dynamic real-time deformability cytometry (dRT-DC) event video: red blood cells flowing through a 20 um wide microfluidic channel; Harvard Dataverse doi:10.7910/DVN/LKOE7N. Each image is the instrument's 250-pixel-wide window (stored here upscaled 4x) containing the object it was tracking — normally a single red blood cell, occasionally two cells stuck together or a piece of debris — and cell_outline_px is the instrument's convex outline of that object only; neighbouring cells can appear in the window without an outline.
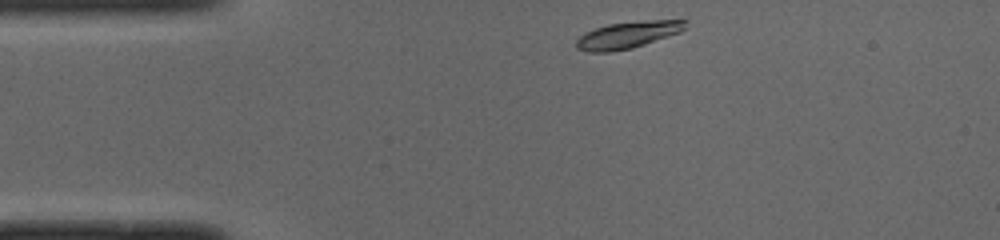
{"species": "common noctule bat (a hibernating species)", "species_latin": "Nyctalus noctula", "temperature_condition": "cold", "stored_images_in_passage": 42, "camera_frame_rate_fps": 3000, "um_per_image_px": 0.085, "animal": {"sex": "male", "body_mass_g": 19.0, "forearm_length_mm": 50.8}, "frame": {"image": 1, "passage_image": 1, "time_ms": 0.0, "image_size_px": [1000, 240], "cell_outline_px": [[688, 28], [680, 32], [632, 48], [612, 52], [588, 52], [576, 48], [576, 40], [584, 32], [608, 24], [648, 20], [688, 20]], "centroid_in_image_um": [53.37, 2.97], "position_along_channel_um": 31.6, "area_um2": 17.11}}
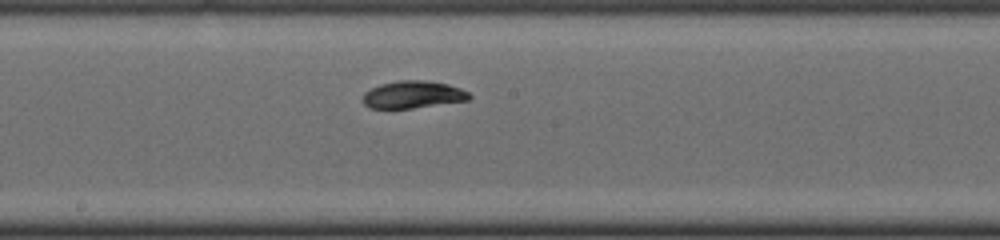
{"frame": {"image": 2, "passage_image": 18, "time_ms": 5.667, "image_size_px": [1000, 240], "cell_outline_px": [[472, 96], [468, 100], [412, 108], [368, 108], [364, 104], [364, 92], [380, 84], [400, 80], [424, 80], [448, 84], [460, 88], [468, 92]], "centroid_in_image_um": [35.1, 8.04], "position_along_channel_um": 213.1, "area_um2": 16.82}}
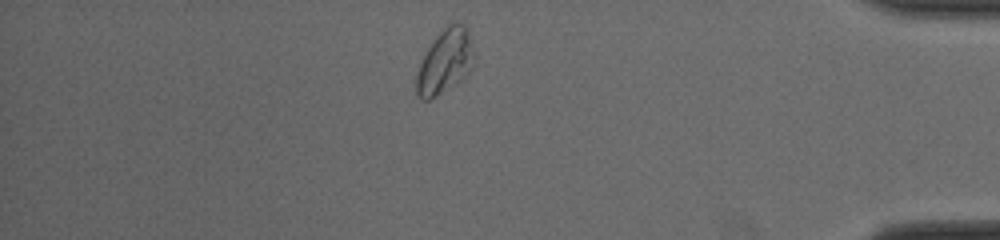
{"frame": {"image": 3, "passage_image": 35, "time_ms": 11.333, "image_size_px": [1000, 240], "cell_outline_px": [[476, 64], [460, 80], [428, 100], [420, 100], [416, 96], [416, 76], [420, 64], [428, 48], [436, 36], [448, 24], [456, 20], [464, 24], [468, 28]], "centroid_in_image_um": [37.85, 5.19], "position_along_channel_um": 397.4, "area_um2": 21.5}, "authors_computed_cell_mechanics": {"area_um2": 17.5423, "velocity_mm_per_s": 3.9271, "shape_relaxation_time_tau1_ms": 2.7829, "shape_relaxation_time_tau2_ms": 1.2804, "deformation_change_tau1": 0.1353, "deformation_change_tau2": 0.0472}}